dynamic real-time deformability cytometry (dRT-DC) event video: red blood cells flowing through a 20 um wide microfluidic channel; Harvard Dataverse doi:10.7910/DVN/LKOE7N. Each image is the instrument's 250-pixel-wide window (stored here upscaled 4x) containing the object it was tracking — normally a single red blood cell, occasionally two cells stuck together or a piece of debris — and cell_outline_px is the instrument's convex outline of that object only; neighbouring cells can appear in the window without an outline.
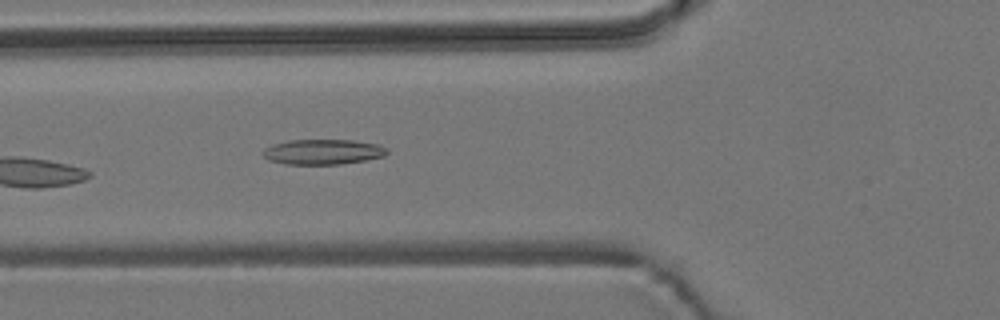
{"species": "common noctule bat (a hibernating species)", "species_latin": "Nyctalus noctula", "temperature_condition": "room temperature", "stored_images_in_passage": 5, "camera_frame_rate_fps": 3000, "um_per_image_px": 0.085, "animal": {"sex": "male", "body_mass_g": 19.2, "forearm_length_mm": 51.8}, "frame": {"image": 1, "passage_image": 5, "time_ms": 4.667, "image_size_px": [1000, 320], "cell_outline_px": [[388, 152], [384, 156], [364, 160], [340, 164], [288, 164], [268, 160], [260, 152], [264, 148], [272, 144], [288, 140], [352, 140], [376, 144], [388, 148]], "centroid_in_image_um": [27.41, 12.9], "position_along_channel_um": 98.4, "area_um2": 18.21}}